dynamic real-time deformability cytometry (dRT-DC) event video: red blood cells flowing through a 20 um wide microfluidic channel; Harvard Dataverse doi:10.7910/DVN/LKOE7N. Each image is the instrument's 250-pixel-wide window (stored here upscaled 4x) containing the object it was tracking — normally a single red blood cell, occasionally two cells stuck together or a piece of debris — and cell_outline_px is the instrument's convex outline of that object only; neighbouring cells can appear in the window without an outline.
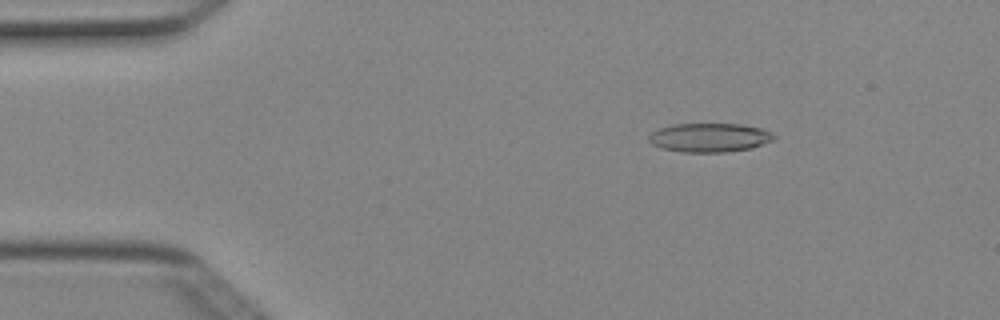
{"species": "Egyptian fruit bat (a non-hibernating species)", "species_latin": "Rousettus aegyptiacus", "temperature_condition": "cold", "stored_images_in_passage": 3, "camera_frame_rate_fps": 3000, "um_per_image_px": 0.085, "animal": {"sex": "female"}, "frame": {"image": 1, "passage_image": 2, "time_ms": 0.333, "image_size_px": [1000, 320], "cell_outline_px": [[776, 136], [772, 140], [752, 148], [724, 152], [680, 152], [660, 148], [652, 144], [648, 140], [648, 136], [652, 132], [660, 128], [672, 124], [740, 124], [764, 128], [772, 132]], "centroid_in_image_um": [60.31, 11.69], "position_along_channel_um": 24.7, "area_um2": 21.21}}